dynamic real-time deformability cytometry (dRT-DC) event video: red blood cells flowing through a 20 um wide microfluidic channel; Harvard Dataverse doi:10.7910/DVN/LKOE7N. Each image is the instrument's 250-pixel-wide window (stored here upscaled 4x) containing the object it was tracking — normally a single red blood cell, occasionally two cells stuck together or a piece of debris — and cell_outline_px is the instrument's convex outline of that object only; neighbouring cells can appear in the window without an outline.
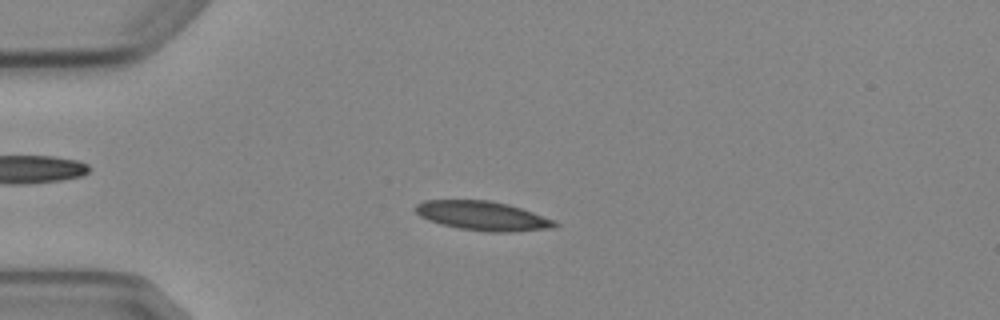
{"species": "Egyptian fruit bat (a non-hibernating species)", "species_latin": "Rousettus aegyptiacus", "temperature_condition": "cold", "stored_images_in_passage": 6, "camera_frame_rate_fps": 3000, "um_per_image_px": 0.085, "animal": {"sex": "female"}, "frame": {"image": 1, "passage_image": 3, "time_ms": 2.333, "image_size_px": [1000, 320], "cell_outline_px": [[560, 224], [556, 228], [512, 232], [488, 232], [460, 228], [440, 224], [428, 220], [420, 216], [412, 208], [416, 204], [424, 200], [488, 200], [508, 204], [556, 220]], "centroid_in_image_um": [41.04, 18.35], "position_along_channel_um": 44.0, "area_um2": 23.93}}
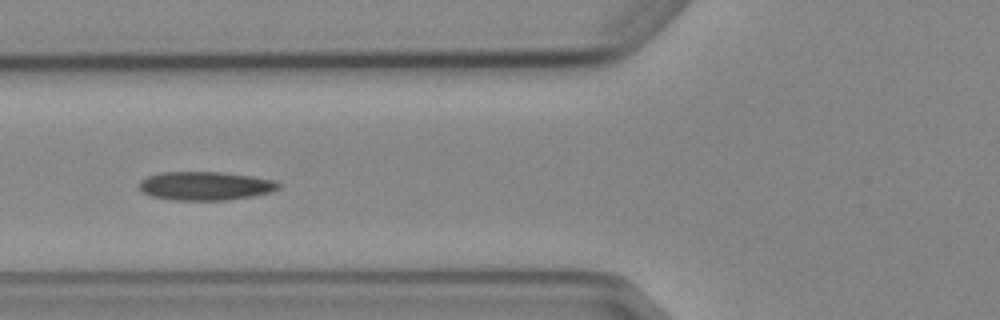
{"frame": {"image": 2, "passage_image": 5, "time_ms": 4.667, "image_size_px": [1000, 320], "cell_outline_px": [[280, 188], [272, 192], [252, 196], [228, 200], [172, 200], [152, 196], [140, 192], [140, 180], [148, 176], [160, 172], [220, 172], [252, 176], [272, 180], [280, 184]], "centroid_in_image_um": [17.44, 15.8], "position_along_channel_um": 108.4, "area_um2": 23.29}}
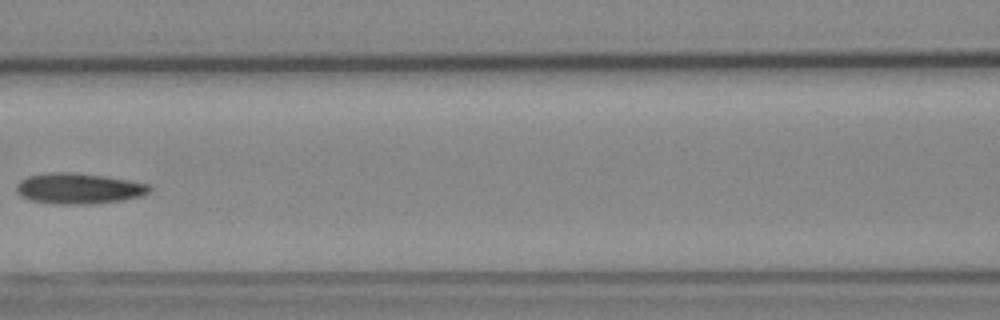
{"frame": {"image": 3, "passage_image": 6, "time_ms": 6.0, "image_size_px": [1000, 320], "cell_outline_px": [[152, 188], [144, 196], [124, 200], [92, 204], [56, 204], [28, 200], [20, 196], [16, 192], [16, 184], [20, 180], [28, 176], [48, 172], [72, 172], [104, 176], [128, 180], [148, 184]], "centroid_in_image_um": [6.67, 16.03], "position_along_channel_um": 159.9, "area_um2": 24.1}}